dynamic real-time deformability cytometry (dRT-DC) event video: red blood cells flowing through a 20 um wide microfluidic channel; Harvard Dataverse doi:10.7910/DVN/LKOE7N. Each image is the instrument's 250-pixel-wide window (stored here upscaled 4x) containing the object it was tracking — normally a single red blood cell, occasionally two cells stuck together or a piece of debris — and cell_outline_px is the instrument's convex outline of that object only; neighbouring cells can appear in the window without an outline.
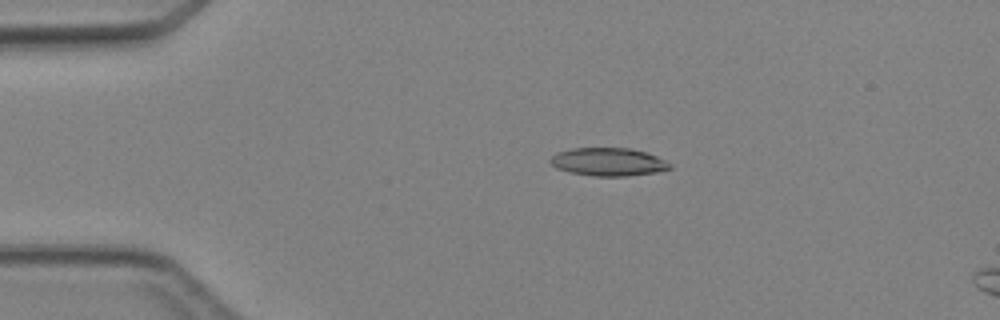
{"species": "Egyptian fruit bat (a non-hibernating species)", "species_latin": "Rousettus aegyptiacus", "temperature_condition": "cold", "stored_images_in_passage": 3, "camera_frame_rate_fps": 3000, "um_per_image_px": 0.085, "animal": {"sex": "female"}, "frame": {"image": 1, "passage_image": 2, "time_ms": 1.333, "image_size_px": [1000, 320], "cell_outline_px": [[672, 168], [656, 172], [628, 176], [592, 176], [568, 172], [556, 168], [548, 160], [556, 152], [572, 148], [628, 148], [644, 152], [656, 156], [664, 160]], "centroid_in_image_um": [51.64, 13.76], "position_along_channel_um": 33.4, "area_um2": 19.48}}